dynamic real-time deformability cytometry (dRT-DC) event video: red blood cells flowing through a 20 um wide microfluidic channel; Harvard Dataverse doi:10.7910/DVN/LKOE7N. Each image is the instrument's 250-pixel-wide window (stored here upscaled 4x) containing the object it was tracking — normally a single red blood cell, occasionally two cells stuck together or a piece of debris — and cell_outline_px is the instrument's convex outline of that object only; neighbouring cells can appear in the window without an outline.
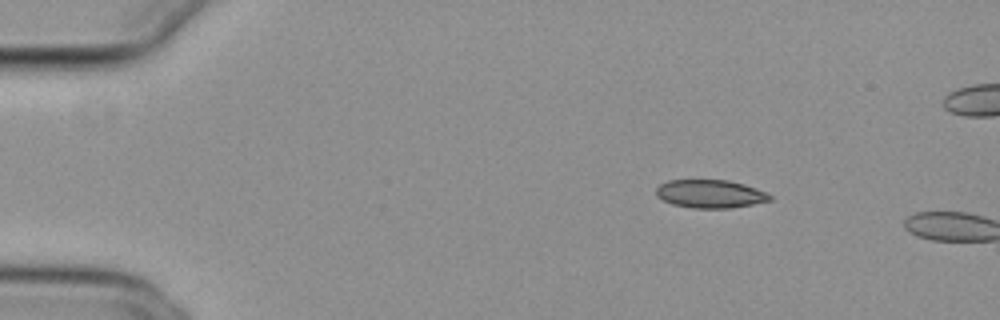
{"species": "common noctule bat (a hibernating species)", "species_latin": "Nyctalus noctula", "temperature_condition": "cold", "stored_images_in_passage": 3, "camera_frame_rate_fps": 3000, "um_per_image_px": 0.085, "animal": {"sex": "female", "body_mass_g": 29.2, "forearm_length_mm": 56.3}, "frame": {"image": 1, "passage_image": 1, "time_ms": 0.0, "image_size_px": [1000, 320], "cell_outline_px": [[772, 200], [732, 208], [692, 208], [672, 204], [656, 196], [656, 188], [660, 184], [668, 180], [728, 180], [744, 184], [756, 188], [772, 196]], "centroid_in_image_um": [60.35, 16.48], "position_along_channel_um": 24.6, "area_um2": 18.67}}